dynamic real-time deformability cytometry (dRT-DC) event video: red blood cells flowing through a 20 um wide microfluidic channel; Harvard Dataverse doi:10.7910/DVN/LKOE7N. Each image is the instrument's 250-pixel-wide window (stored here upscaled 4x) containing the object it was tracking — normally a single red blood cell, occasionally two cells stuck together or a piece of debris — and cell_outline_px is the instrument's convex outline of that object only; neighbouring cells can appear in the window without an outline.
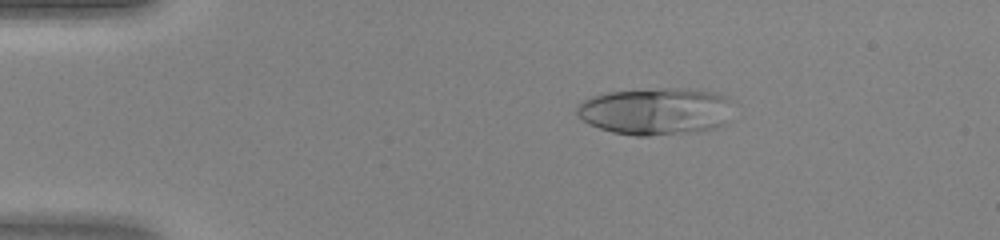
{"species": "human", "species_latin": "Homo sapiens", "temperature_condition": "warm", "stored_images_in_passage": 47, "camera_frame_rate_fps": 3000, "um_per_image_px": 0.085, "donor": {"sex": "female"}, "frame": {"image": 1, "passage_image": 9, "time_ms": 2.667, "image_size_px": [1000, 240], "cell_outline_px": [[732, 100], [728, 124], [716, 128], [648, 136], [636, 136], [612, 132], [588, 124], [576, 112], [576, 104], [592, 96], [608, 92], [660, 88], [688, 88], [716, 92]], "centroid_in_image_um": [55.76, 9.44], "position_along_channel_um": 29.2, "area_um2": 43.12}}
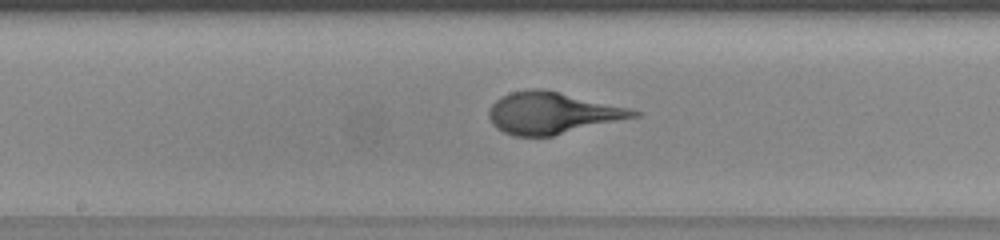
{"frame": {"image": 2, "passage_image": 25, "time_ms": 8.0, "image_size_px": [1000, 240], "cell_outline_px": [[644, 112], [640, 116], [552, 136], [512, 136], [496, 128], [492, 124], [488, 116], [488, 112], [492, 104], [500, 96], [512, 92], [532, 88], [544, 88], [632, 108]], "centroid_in_image_um": [46.96, 9.6], "position_along_channel_um": 201.2, "area_um2": 35.55}}
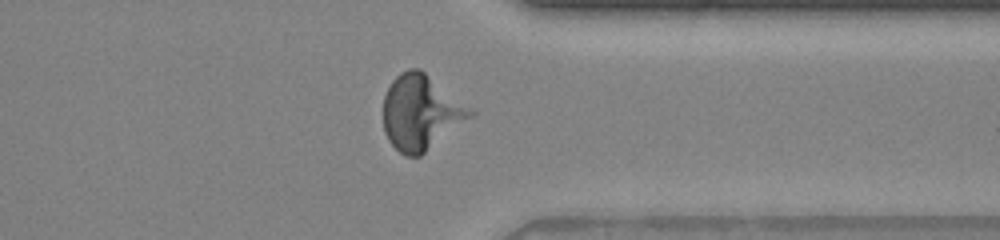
{"frame": {"image": 3, "passage_image": 37, "time_ms": 12.0, "image_size_px": [1000, 240], "cell_outline_px": [[476, 112], [472, 116], [420, 156], [404, 156], [388, 140], [384, 132], [384, 96], [392, 80], [400, 72], [408, 68], [420, 68]], "centroid_in_image_um": [35.75, 9.54], "position_along_channel_um": 375.7, "area_um2": 37.63}}